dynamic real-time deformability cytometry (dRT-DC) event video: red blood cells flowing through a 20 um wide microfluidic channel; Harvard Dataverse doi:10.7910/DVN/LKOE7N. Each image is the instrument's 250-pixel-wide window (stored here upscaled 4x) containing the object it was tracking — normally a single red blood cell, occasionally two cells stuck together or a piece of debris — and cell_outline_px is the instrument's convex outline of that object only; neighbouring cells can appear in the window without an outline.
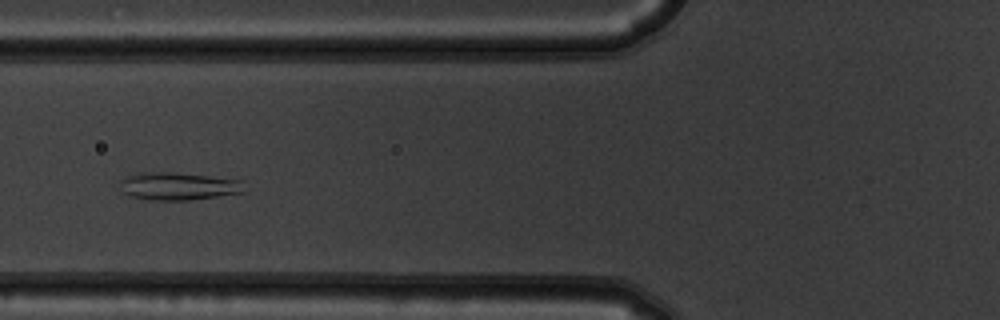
{"species": "common noctule bat (a hibernating species)", "species_latin": "Nyctalus noctula", "temperature_condition": "warm", "stored_images_in_passage": 5, "camera_frame_rate_fps": 3000, "um_per_image_px": 0.085, "animal": {"sex": "male", "body_mass_g": 19.5, "forearm_length_mm": 54.6}, "frame": {"image": 1, "passage_image": 5, "time_ms": 1.333, "image_size_px": [1000, 320], "cell_outline_px": [[244, 192], [188, 200], [152, 200], [132, 196], [124, 192], [120, 180], [136, 172], [172, 172], [244, 180]], "centroid_in_image_um": [15.18, 15.81], "position_along_channel_um": 110.6, "area_um2": 19.88}}